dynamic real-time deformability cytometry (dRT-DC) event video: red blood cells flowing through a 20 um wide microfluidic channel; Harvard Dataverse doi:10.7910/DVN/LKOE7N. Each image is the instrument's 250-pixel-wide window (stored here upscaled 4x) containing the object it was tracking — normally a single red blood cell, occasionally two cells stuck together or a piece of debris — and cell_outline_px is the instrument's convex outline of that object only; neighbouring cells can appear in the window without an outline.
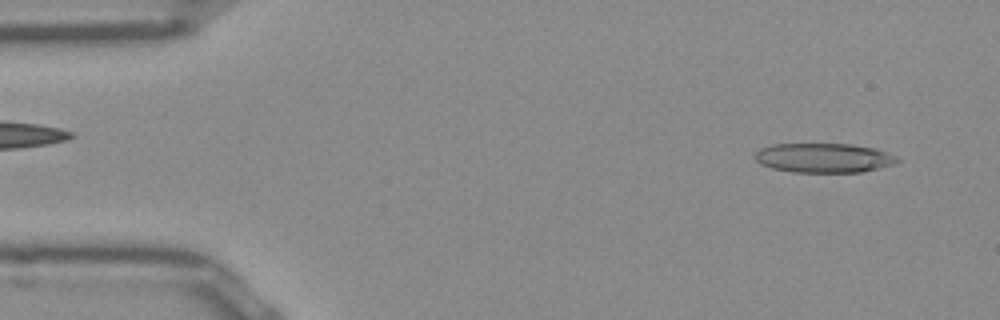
{"species": "Egyptian fruit bat (a non-hibernating species)", "species_latin": "Rousettus aegyptiacus", "temperature_condition": "room temperature", "stored_images_in_passage": 50, "camera_frame_rate_fps": 3000, "um_per_image_px": 0.085, "frame": {"image": 1, "passage_image": 3, "time_ms": 0.667, "image_size_px": [1000, 320], "cell_outline_px": [[900, 160], [896, 164], [860, 172], [792, 172], [772, 168], [760, 164], [752, 156], [760, 148], [772, 144], [852, 144], [876, 148], [896, 156]], "centroid_in_image_um": [70.01, 13.42], "position_along_channel_um": 15.0, "area_um2": 24.57}}
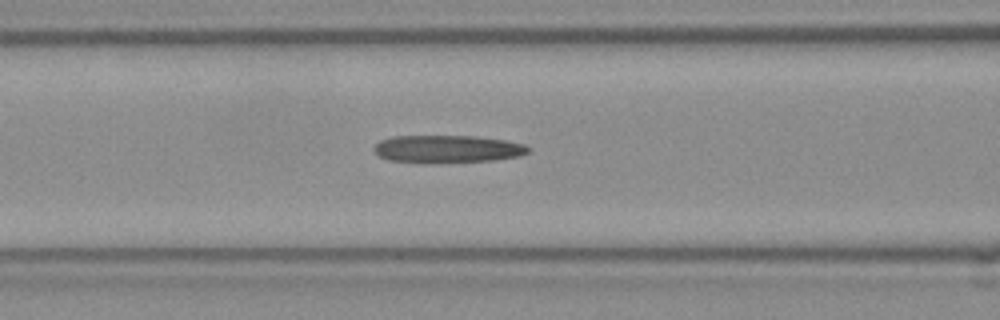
{"frame": {"image": 2, "passage_image": 19, "time_ms": 6.0, "image_size_px": [1000, 320], "cell_outline_px": [[532, 148], [528, 152], [520, 156], [492, 160], [432, 164], [424, 164], [388, 160], [380, 156], [372, 148], [380, 140], [392, 136], [476, 136], [504, 140], [524, 144]], "centroid_in_image_um": [38.01, 12.68], "position_along_channel_um": 128.6, "area_um2": 25.26}}
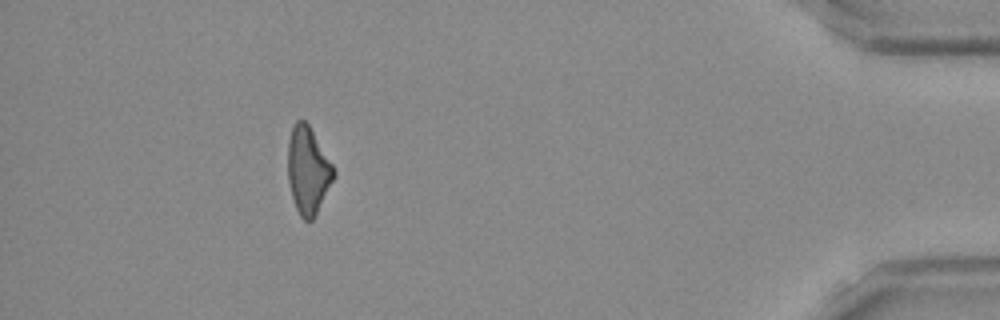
{"frame": {"image": 3, "passage_image": 45, "time_ms": 14.667, "image_size_px": [1000, 320], "cell_outline_px": [[336, 176], [312, 220], [304, 220], [300, 216], [296, 208], [292, 196], [288, 180], [288, 140], [292, 128], [296, 120], [304, 120], [308, 124], [336, 168]], "centroid_in_image_um": [26.2, 14.46], "position_along_channel_um": 409.0, "area_um2": 23.29}}